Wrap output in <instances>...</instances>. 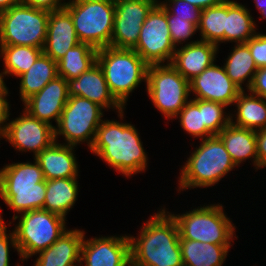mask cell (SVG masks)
Returning <instances> with one entry per match:
<instances>
[{"instance_id":"cell-43","label":"cell","mask_w":266,"mask_h":266,"mask_svg":"<svg viewBox=\"0 0 266 266\" xmlns=\"http://www.w3.org/2000/svg\"><path fill=\"white\" fill-rule=\"evenodd\" d=\"M187 1L201 10L220 4L223 0H184Z\"/></svg>"},{"instance_id":"cell-20","label":"cell","mask_w":266,"mask_h":266,"mask_svg":"<svg viewBox=\"0 0 266 266\" xmlns=\"http://www.w3.org/2000/svg\"><path fill=\"white\" fill-rule=\"evenodd\" d=\"M219 47L201 40L176 47L171 65L188 81L198 76L216 60Z\"/></svg>"},{"instance_id":"cell-14","label":"cell","mask_w":266,"mask_h":266,"mask_svg":"<svg viewBox=\"0 0 266 266\" xmlns=\"http://www.w3.org/2000/svg\"><path fill=\"white\" fill-rule=\"evenodd\" d=\"M20 114L8 122L4 139L20 152H33L35 158L55 142L54 125L32 117L25 110Z\"/></svg>"},{"instance_id":"cell-12","label":"cell","mask_w":266,"mask_h":266,"mask_svg":"<svg viewBox=\"0 0 266 266\" xmlns=\"http://www.w3.org/2000/svg\"><path fill=\"white\" fill-rule=\"evenodd\" d=\"M133 49L148 65L171 63L176 47L169 31L167 11L160 3L148 14Z\"/></svg>"},{"instance_id":"cell-13","label":"cell","mask_w":266,"mask_h":266,"mask_svg":"<svg viewBox=\"0 0 266 266\" xmlns=\"http://www.w3.org/2000/svg\"><path fill=\"white\" fill-rule=\"evenodd\" d=\"M159 0L115 1L113 34L110 46L133 49L139 39L141 27Z\"/></svg>"},{"instance_id":"cell-34","label":"cell","mask_w":266,"mask_h":266,"mask_svg":"<svg viewBox=\"0 0 266 266\" xmlns=\"http://www.w3.org/2000/svg\"><path fill=\"white\" fill-rule=\"evenodd\" d=\"M226 107L219 102L203 100L204 124L214 135H218L231 122V114L224 112Z\"/></svg>"},{"instance_id":"cell-18","label":"cell","mask_w":266,"mask_h":266,"mask_svg":"<svg viewBox=\"0 0 266 266\" xmlns=\"http://www.w3.org/2000/svg\"><path fill=\"white\" fill-rule=\"evenodd\" d=\"M68 98L67 80L61 76H56L38 93L23 103L24 110L32 117L51 125L53 119L57 125Z\"/></svg>"},{"instance_id":"cell-30","label":"cell","mask_w":266,"mask_h":266,"mask_svg":"<svg viewBox=\"0 0 266 266\" xmlns=\"http://www.w3.org/2000/svg\"><path fill=\"white\" fill-rule=\"evenodd\" d=\"M226 62L224 63V68L227 76L241 89L244 81L247 80V90L249 89L254 74L257 71V66L251 52L246 43H236L234 45L233 51L229 53Z\"/></svg>"},{"instance_id":"cell-45","label":"cell","mask_w":266,"mask_h":266,"mask_svg":"<svg viewBox=\"0 0 266 266\" xmlns=\"http://www.w3.org/2000/svg\"><path fill=\"white\" fill-rule=\"evenodd\" d=\"M256 8L266 18V0H254Z\"/></svg>"},{"instance_id":"cell-16","label":"cell","mask_w":266,"mask_h":266,"mask_svg":"<svg viewBox=\"0 0 266 266\" xmlns=\"http://www.w3.org/2000/svg\"><path fill=\"white\" fill-rule=\"evenodd\" d=\"M190 94L193 99L219 102L226 106L234 105L239 93L242 91L226 74L224 66L213 63L198 76L189 81Z\"/></svg>"},{"instance_id":"cell-39","label":"cell","mask_w":266,"mask_h":266,"mask_svg":"<svg viewBox=\"0 0 266 266\" xmlns=\"http://www.w3.org/2000/svg\"><path fill=\"white\" fill-rule=\"evenodd\" d=\"M247 91L266 99V67L257 69Z\"/></svg>"},{"instance_id":"cell-29","label":"cell","mask_w":266,"mask_h":266,"mask_svg":"<svg viewBox=\"0 0 266 266\" xmlns=\"http://www.w3.org/2000/svg\"><path fill=\"white\" fill-rule=\"evenodd\" d=\"M97 51L88 43H79L57 61V75L67 81L79 77L96 63Z\"/></svg>"},{"instance_id":"cell-31","label":"cell","mask_w":266,"mask_h":266,"mask_svg":"<svg viewBox=\"0 0 266 266\" xmlns=\"http://www.w3.org/2000/svg\"><path fill=\"white\" fill-rule=\"evenodd\" d=\"M43 53V49L23 45H0V56L3 58V75L20 76L26 72L36 59ZM9 74V75H8Z\"/></svg>"},{"instance_id":"cell-44","label":"cell","mask_w":266,"mask_h":266,"mask_svg":"<svg viewBox=\"0 0 266 266\" xmlns=\"http://www.w3.org/2000/svg\"><path fill=\"white\" fill-rule=\"evenodd\" d=\"M21 0H0V13L20 3Z\"/></svg>"},{"instance_id":"cell-26","label":"cell","mask_w":266,"mask_h":266,"mask_svg":"<svg viewBox=\"0 0 266 266\" xmlns=\"http://www.w3.org/2000/svg\"><path fill=\"white\" fill-rule=\"evenodd\" d=\"M256 29L255 21L247 7L233 0H226L224 43H246L257 34Z\"/></svg>"},{"instance_id":"cell-24","label":"cell","mask_w":266,"mask_h":266,"mask_svg":"<svg viewBox=\"0 0 266 266\" xmlns=\"http://www.w3.org/2000/svg\"><path fill=\"white\" fill-rule=\"evenodd\" d=\"M231 246L180 238L184 266H222Z\"/></svg>"},{"instance_id":"cell-33","label":"cell","mask_w":266,"mask_h":266,"mask_svg":"<svg viewBox=\"0 0 266 266\" xmlns=\"http://www.w3.org/2000/svg\"><path fill=\"white\" fill-rule=\"evenodd\" d=\"M174 118H179L180 126L194 138L203 140L215 136L204 124L203 100L201 99L190 98Z\"/></svg>"},{"instance_id":"cell-6","label":"cell","mask_w":266,"mask_h":266,"mask_svg":"<svg viewBox=\"0 0 266 266\" xmlns=\"http://www.w3.org/2000/svg\"><path fill=\"white\" fill-rule=\"evenodd\" d=\"M17 219L13 232L22 262L50 247L68 230L64 217L44 209L14 214L12 220Z\"/></svg>"},{"instance_id":"cell-27","label":"cell","mask_w":266,"mask_h":266,"mask_svg":"<svg viewBox=\"0 0 266 266\" xmlns=\"http://www.w3.org/2000/svg\"><path fill=\"white\" fill-rule=\"evenodd\" d=\"M234 104L237 109L235 122V115H230L233 125L254 131L266 128V99L242 90Z\"/></svg>"},{"instance_id":"cell-8","label":"cell","mask_w":266,"mask_h":266,"mask_svg":"<svg viewBox=\"0 0 266 266\" xmlns=\"http://www.w3.org/2000/svg\"><path fill=\"white\" fill-rule=\"evenodd\" d=\"M64 8L72 17L81 43L100 49L110 46L115 2L111 0H69Z\"/></svg>"},{"instance_id":"cell-19","label":"cell","mask_w":266,"mask_h":266,"mask_svg":"<svg viewBox=\"0 0 266 266\" xmlns=\"http://www.w3.org/2000/svg\"><path fill=\"white\" fill-rule=\"evenodd\" d=\"M79 43L70 13L65 8L51 11L43 53L57 62Z\"/></svg>"},{"instance_id":"cell-42","label":"cell","mask_w":266,"mask_h":266,"mask_svg":"<svg viewBox=\"0 0 266 266\" xmlns=\"http://www.w3.org/2000/svg\"><path fill=\"white\" fill-rule=\"evenodd\" d=\"M8 88L0 94V133L3 135L6 132L7 124L10 117V107L9 102L7 100V96H9ZM5 123V124H4Z\"/></svg>"},{"instance_id":"cell-41","label":"cell","mask_w":266,"mask_h":266,"mask_svg":"<svg viewBox=\"0 0 266 266\" xmlns=\"http://www.w3.org/2000/svg\"><path fill=\"white\" fill-rule=\"evenodd\" d=\"M258 169L266 167V128L256 131Z\"/></svg>"},{"instance_id":"cell-7","label":"cell","mask_w":266,"mask_h":266,"mask_svg":"<svg viewBox=\"0 0 266 266\" xmlns=\"http://www.w3.org/2000/svg\"><path fill=\"white\" fill-rule=\"evenodd\" d=\"M170 214L177 223L180 238L216 245H232L231 242H234L236 228L221 204L198 206L186 213Z\"/></svg>"},{"instance_id":"cell-36","label":"cell","mask_w":266,"mask_h":266,"mask_svg":"<svg viewBox=\"0 0 266 266\" xmlns=\"http://www.w3.org/2000/svg\"><path fill=\"white\" fill-rule=\"evenodd\" d=\"M167 22L172 43L175 47H179L180 44L183 45L186 40H190L189 37L191 38L195 32H197V26L194 23L189 22L186 19L176 18V16L170 15L168 12Z\"/></svg>"},{"instance_id":"cell-25","label":"cell","mask_w":266,"mask_h":266,"mask_svg":"<svg viewBox=\"0 0 266 266\" xmlns=\"http://www.w3.org/2000/svg\"><path fill=\"white\" fill-rule=\"evenodd\" d=\"M77 177L46 180V195L43 209L66 219L78 195Z\"/></svg>"},{"instance_id":"cell-46","label":"cell","mask_w":266,"mask_h":266,"mask_svg":"<svg viewBox=\"0 0 266 266\" xmlns=\"http://www.w3.org/2000/svg\"><path fill=\"white\" fill-rule=\"evenodd\" d=\"M4 75H3V73L1 72L0 73V94L1 93H3L6 89H7V87H6V83L4 82Z\"/></svg>"},{"instance_id":"cell-28","label":"cell","mask_w":266,"mask_h":266,"mask_svg":"<svg viewBox=\"0 0 266 266\" xmlns=\"http://www.w3.org/2000/svg\"><path fill=\"white\" fill-rule=\"evenodd\" d=\"M57 75V62L42 53L32 66L20 78V99L24 103L38 93L46 84Z\"/></svg>"},{"instance_id":"cell-10","label":"cell","mask_w":266,"mask_h":266,"mask_svg":"<svg viewBox=\"0 0 266 266\" xmlns=\"http://www.w3.org/2000/svg\"><path fill=\"white\" fill-rule=\"evenodd\" d=\"M146 91L166 119H174L190 96L189 81L170 63L148 65Z\"/></svg>"},{"instance_id":"cell-23","label":"cell","mask_w":266,"mask_h":266,"mask_svg":"<svg viewBox=\"0 0 266 266\" xmlns=\"http://www.w3.org/2000/svg\"><path fill=\"white\" fill-rule=\"evenodd\" d=\"M225 145L236 166L250 158L258 169L256 131L233 125L231 122L217 135Z\"/></svg>"},{"instance_id":"cell-11","label":"cell","mask_w":266,"mask_h":266,"mask_svg":"<svg viewBox=\"0 0 266 266\" xmlns=\"http://www.w3.org/2000/svg\"><path fill=\"white\" fill-rule=\"evenodd\" d=\"M103 110L101 106L86 98L69 96L59 122L54 126L55 142L58 141V136L62 135L65 141L62 144L77 147L86 142L90 149L103 120Z\"/></svg>"},{"instance_id":"cell-38","label":"cell","mask_w":266,"mask_h":266,"mask_svg":"<svg viewBox=\"0 0 266 266\" xmlns=\"http://www.w3.org/2000/svg\"><path fill=\"white\" fill-rule=\"evenodd\" d=\"M246 44L249 47L257 68L266 67V34L257 32Z\"/></svg>"},{"instance_id":"cell-17","label":"cell","mask_w":266,"mask_h":266,"mask_svg":"<svg viewBox=\"0 0 266 266\" xmlns=\"http://www.w3.org/2000/svg\"><path fill=\"white\" fill-rule=\"evenodd\" d=\"M67 82L69 96L86 98L104 110L116 109L118 117L123 120L124 107L110 93L103 71L97 62L79 77Z\"/></svg>"},{"instance_id":"cell-15","label":"cell","mask_w":266,"mask_h":266,"mask_svg":"<svg viewBox=\"0 0 266 266\" xmlns=\"http://www.w3.org/2000/svg\"><path fill=\"white\" fill-rule=\"evenodd\" d=\"M80 261L85 266H131L129 237L101 235L86 240L84 235Z\"/></svg>"},{"instance_id":"cell-1","label":"cell","mask_w":266,"mask_h":266,"mask_svg":"<svg viewBox=\"0 0 266 266\" xmlns=\"http://www.w3.org/2000/svg\"><path fill=\"white\" fill-rule=\"evenodd\" d=\"M139 233L138 238L128 236L131 266H184L179 229L165 208L143 223Z\"/></svg>"},{"instance_id":"cell-3","label":"cell","mask_w":266,"mask_h":266,"mask_svg":"<svg viewBox=\"0 0 266 266\" xmlns=\"http://www.w3.org/2000/svg\"><path fill=\"white\" fill-rule=\"evenodd\" d=\"M12 163L0 169V197L14 212L43 209L46 180L39 163Z\"/></svg>"},{"instance_id":"cell-2","label":"cell","mask_w":266,"mask_h":266,"mask_svg":"<svg viewBox=\"0 0 266 266\" xmlns=\"http://www.w3.org/2000/svg\"><path fill=\"white\" fill-rule=\"evenodd\" d=\"M139 137L130 123L102 120L90 151L129 178L147 168L148 157Z\"/></svg>"},{"instance_id":"cell-5","label":"cell","mask_w":266,"mask_h":266,"mask_svg":"<svg viewBox=\"0 0 266 266\" xmlns=\"http://www.w3.org/2000/svg\"><path fill=\"white\" fill-rule=\"evenodd\" d=\"M110 93L126 108L130 93L147 80L148 64L134 49L104 47L97 51Z\"/></svg>"},{"instance_id":"cell-37","label":"cell","mask_w":266,"mask_h":266,"mask_svg":"<svg viewBox=\"0 0 266 266\" xmlns=\"http://www.w3.org/2000/svg\"><path fill=\"white\" fill-rule=\"evenodd\" d=\"M2 210H0L1 213ZM7 227L3 221L2 215L0 214V266H10V256H9V248L10 246L17 250V242L15 240V235L9 230L10 233L7 234Z\"/></svg>"},{"instance_id":"cell-21","label":"cell","mask_w":266,"mask_h":266,"mask_svg":"<svg viewBox=\"0 0 266 266\" xmlns=\"http://www.w3.org/2000/svg\"><path fill=\"white\" fill-rule=\"evenodd\" d=\"M84 234V230H67L50 247L38 253L33 266H79Z\"/></svg>"},{"instance_id":"cell-40","label":"cell","mask_w":266,"mask_h":266,"mask_svg":"<svg viewBox=\"0 0 266 266\" xmlns=\"http://www.w3.org/2000/svg\"><path fill=\"white\" fill-rule=\"evenodd\" d=\"M63 0H21L22 3L29 5L30 7L43 9L47 11H54L64 8L66 2Z\"/></svg>"},{"instance_id":"cell-4","label":"cell","mask_w":266,"mask_h":266,"mask_svg":"<svg viewBox=\"0 0 266 266\" xmlns=\"http://www.w3.org/2000/svg\"><path fill=\"white\" fill-rule=\"evenodd\" d=\"M235 167L237 166L217 135L205 138L180 169L178 191L212 187Z\"/></svg>"},{"instance_id":"cell-35","label":"cell","mask_w":266,"mask_h":266,"mask_svg":"<svg viewBox=\"0 0 266 266\" xmlns=\"http://www.w3.org/2000/svg\"><path fill=\"white\" fill-rule=\"evenodd\" d=\"M159 3L170 15L199 25L202 10L197 6L184 0H164Z\"/></svg>"},{"instance_id":"cell-32","label":"cell","mask_w":266,"mask_h":266,"mask_svg":"<svg viewBox=\"0 0 266 266\" xmlns=\"http://www.w3.org/2000/svg\"><path fill=\"white\" fill-rule=\"evenodd\" d=\"M226 29V0L220 4L203 9L197 30L200 40L214 43H224V30Z\"/></svg>"},{"instance_id":"cell-47","label":"cell","mask_w":266,"mask_h":266,"mask_svg":"<svg viewBox=\"0 0 266 266\" xmlns=\"http://www.w3.org/2000/svg\"><path fill=\"white\" fill-rule=\"evenodd\" d=\"M0 138H4V135L2 133H0ZM1 140V139H0Z\"/></svg>"},{"instance_id":"cell-9","label":"cell","mask_w":266,"mask_h":266,"mask_svg":"<svg viewBox=\"0 0 266 266\" xmlns=\"http://www.w3.org/2000/svg\"><path fill=\"white\" fill-rule=\"evenodd\" d=\"M50 11L22 2L0 13V45H23L43 49Z\"/></svg>"},{"instance_id":"cell-22","label":"cell","mask_w":266,"mask_h":266,"mask_svg":"<svg viewBox=\"0 0 266 266\" xmlns=\"http://www.w3.org/2000/svg\"><path fill=\"white\" fill-rule=\"evenodd\" d=\"M74 149L75 146L54 142L35 157L45 180L79 176Z\"/></svg>"}]
</instances>
